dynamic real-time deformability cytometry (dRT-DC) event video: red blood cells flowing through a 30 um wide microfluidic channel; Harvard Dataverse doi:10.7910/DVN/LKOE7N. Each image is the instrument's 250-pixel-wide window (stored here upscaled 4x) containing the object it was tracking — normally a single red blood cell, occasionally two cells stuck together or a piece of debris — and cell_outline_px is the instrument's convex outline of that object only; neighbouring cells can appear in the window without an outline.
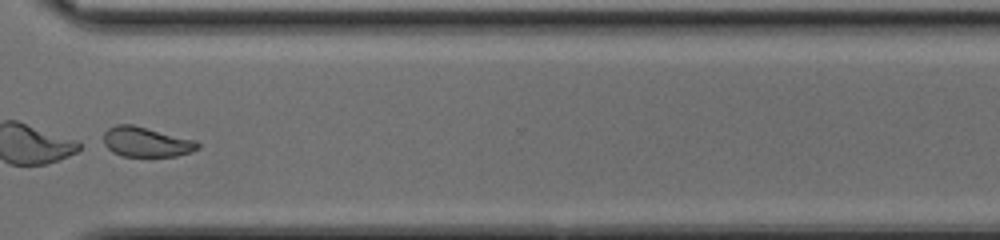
{"species": "common noctule bat (a hibernating species)", "species_latin": "Nyctalus noctula", "temperature_condition": "cold", "stored_images_in_passage": 48, "segment_of_instrument_passage": [2, 2], "camera_frame_rate_fps": 3000, "um_per_image_px": 0.085, "animal": {"sex": "female", "body_mass_g": 17.0, "forearm_length_mm": 48.0}, "frame": {"image": 1, "passage_image": 36, "time_ms": 11.667, "image_size_px": [1000, 240], "cell_outline_px": [[200, 148], [192, 152], [176, 156], [120, 156], [112, 152], [104, 144], [104, 132], [108, 128], [116, 124], [132, 124], [196, 140], [200, 144]], "centroid_in_image_um": [12.44, 12.06], "position_along_channel_um": 358.2, "area_um2": 16.53}}